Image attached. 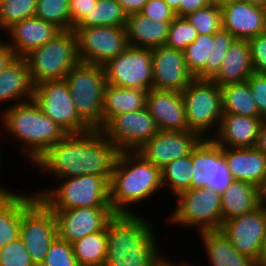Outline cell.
Here are the masks:
<instances>
[{"instance_id": "obj_13", "label": "cell", "mask_w": 266, "mask_h": 266, "mask_svg": "<svg viewBox=\"0 0 266 266\" xmlns=\"http://www.w3.org/2000/svg\"><path fill=\"white\" fill-rule=\"evenodd\" d=\"M103 67L107 84L145 91L153 89L151 49L128 46Z\"/></svg>"}, {"instance_id": "obj_17", "label": "cell", "mask_w": 266, "mask_h": 266, "mask_svg": "<svg viewBox=\"0 0 266 266\" xmlns=\"http://www.w3.org/2000/svg\"><path fill=\"white\" fill-rule=\"evenodd\" d=\"M220 230L239 253L256 262L266 234V207L261 204L252 212L227 220Z\"/></svg>"}, {"instance_id": "obj_57", "label": "cell", "mask_w": 266, "mask_h": 266, "mask_svg": "<svg viewBox=\"0 0 266 266\" xmlns=\"http://www.w3.org/2000/svg\"><path fill=\"white\" fill-rule=\"evenodd\" d=\"M250 3H253L254 5L265 7L266 6V0H246Z\"/></svg>"}, {"instance_id": "obj_29", "label": "cell", "mask_w": 266, "mask_h": 266, "mask_svg": "<svg viewBox=\"0 0 266 266\" xmlns=\"http://www.w3.org/2000/svg\"><path fill=\"white\" fill-rule=\"evenodd\" d=\"M38 196L16 194L10 190L7 194L0 196V249L20 238V226L22 212Z\"/></svg>"}, {"instance_id": "obj_52", "label": "cell", "mask_w": 266, "mask_h": 266, "mask_svg": "<svg viewBox=\"0 0 266 266\" xmlns=\"http://www.w3.org/2000/svg\"><path fill=\"white\" fill-rule=\"evenodd\" d=\"M167 5L175 11L176 16L179 17V3L181 0H164Z\"/></svg>"}, {"instance_id": "obj_14", "label": "cell", "mask_w": 266, "mask_h": 266, "mask_svg": "<svg viewBox=\"0 0 266 266\" xmlns=\"http://www.w3.org/2000/svg\"><path fill=\"white\" fill-rule=\"evenodd\" d=\"M191 189L207 188L222 194L234 181L225 162L222 146L202 138L192 149Z\"/></svg>"}, {"instance_id": "obj_6", "label": "cell", "mask_w": 266, "mask_h": 266, "mask_svg": "<svg viewBox=\"0 0 266 266\" xmlns=\"http://www.w3.org/2000/svg\"><path fill=\"white\" fill-rule=\"evenodd\" d=\"M65 81L79 117L92 130H101L104 88L107 84L104 67L79 62L67 74Z\"/></svg>"}, {"instance_id": "obj_20", "label": "cell", "mask_w": 266, "mask_h": 266, "mask_svg": "<svg viewBox=\"0 0 266 266\" xmlns=\"http://www.w3.org/2000/svg\"><path fill=\"white\" fill-rule=\"evenodd\" d=\"M200 139L191 131L159 130L137 153L161 170L172 161L189 155Z\"/></svg>"}, {"instance_id": "obj_39", "label": "cell", "mask_w": 266, "mask_h": 266, "mask_svg": "<svg viewBox=\"0 0 266 266\" xmlns=\"http://www.w3.org/2000/svg\"><path fill=\"white\" fill-rule=\"evenodd\" d=\"M198 34H214L222 29L221 8L215 4L198 9L185 17Z\"/></svg>"}, {"instance_id": "obj_18", "label": "cell", "mask_w": 266, "mask_h": 266, "mask_svg": "<svg viewBox=\"0 0 266 266\" xmlns=\"http://www.w3.org/2000/svg\"><path fill=\"white\" fill-rule=\"evenodd\" d=\"M58 238L73 243L82 237L103 230L116 215L111 207H77L52 210Z\"/></svg>"}, {"instance_id": "obj_12", "label": "cell", "mask_w": 266, "mask_h": 266, "mask_svg": "<svg viewBox=\"0 0 266 266\" xmlns=\"http://www.w3.org/2000/svg\"><path fill=\"white\" fill-rule=\"evenodd\" d=\"M80 62L104 66L128 46L125 26L75 27Z\"/></svg>"}, {"instance_id": "obj_11", "label": "cell", "mask_w": 266, "mask_h": 266, "mask_svg": "<svg viewBox=\"0 0 266 266\" xmlns=\"http://www.w3.org/2000/svg\"><path fill=\"white\" fill-rule=\"evenodd\" d=\"M58 237L54 212L37 197L21 215L20 239L35 266H40Z\"/></svg>"}, {"instance_id": "obj_49", "label": "cell", "mask_w": 266, "mask_h": 266, "mask_svg": "<svg viewBox=\"0 0 266 266\" xmlns=\"http://www.w3.org/2000/svg\"><path fill=\"white\" fill-rule=\"evenodd\" d=\"M128 15L140 13L148 0H116Z\"/></svg>"}, {"instance_id": "obj_28", "label": "cell", "mask_w": 266, "mask_h": 266, "mask_svg": "<svg viewBox=\"0 0 266 266\" xmlns=\"http://www.w3.org/2000/svg\"><path fill=\"white\" fill-rule=\"evenodd\" d=\"M254 73L248 40L236 39L227 51L217 74L211 79L219 86L244 82Z\"/></svg>"}, {"instance_id": "obj_23", "label": "cell", "mask_w": 266, "mask_h": 266, "mask_svg": "<svg viewBox=\"0 0 266 266\" xmlns=\"http://www.w3.org/2000/svg\"><path fill=\"white\" fill-rule=\"evenodd\" d=\"M61 31L55 24L31 17L15 23L6 31L11 39L7 43L16 57H23L30 50L51 41Z\"/></svg>"}, {"instance_id": "obj_3", "label": "cell", "mask_w": 266, "mask_h": 266, "mask_svg": "<svg viewBox=\"0 0 266 266\" xmlns=\"http://www.w3.org/2000/svg\"><path fill=\"white\" fill-rule=\"evenodd\" d=\"M109 187L112 211L135 214L137 211L129 209L130 205L147 200L163 188L161 170L137 152H120Z\"/></svg>"}, {"instance_id": "obj_48", "label": "cell", "mask_w": 266, "mask_h": 266, "mask_svg": "<svg viewBox=\"0 0 266 266\" xmlns=\"http://www.w3.org/2000/svg\"><path fill=\"white\" fill-rule=\"evenodd\" d=\"M1 40L2 39H0V73L16 58L6 40L4 41L5 43H3V41L1 42Z\"/></svg>"}, {"instance_id": "obj_35", "label": "cell", "mask_w": 266, "mask_h": 266, "mask_svg": "<svg viewBox=\"0 0 266 266\" xmlns=\"http://www.w3.org/2000/svg\"><path fill=\"white\" fill-rule=\"evenodd\" d=\"M193 164H192V151L189 155L172 161L161 169V181L163 189L168 187L173 196L191 189Z\"/></svg>"}, {"instance_id": "obj_7", "label": "cell", "mask_w": 266, "mask_h": 266, "mask_svg": "<svg viewBox=\"0 0 266 266\" xmlns=\"http://www.w3.org/2000/svg\"><path fill=\"white\" fill-rule=\"evenodd\" d=\"M59 187L41 189L35 194L51 209L111 207L109 181L102 176L82 175L57 179Z\"/></svg>"}, {"instance_id": "obj_56", "label": "cell", "mask_w": 266, "mask_h": 266, "mask_svg": "<svg viewBox=\"0 0 266 266\" xmlns=\"http://www.w3.org/2000/svg\"><path fill=\"white\" fill-rule=\"evenodd\" d=\"M0 151H2V149ZM1 157L2 156H1V153H0V169H1V164H2V161H3L1 159ZM9 191L10 190H8V188L7 189H6V187L4 188V186H2L1 183H0V196L7 194Z\"/></svg>"}, {"instance_id": "obj_44", "label": "cell", "mask_w": 266, "mask_h": 266, "mask_svg": "<svg viewBox=\"0 0 266 266\" xmlns=\"http://www.w3.org/2000/svg\"><path fill=\"white\" fill-rule=\"evenodd\" d=\"M259 114L266 119V74L252 73L247 79Z\"/></svg>"}, {"instance_id": "obj_47", "label": "cell", "mask_w": 266, "mask_h": 266, "mask_svg": "<svg viewBox=\"0 0 266 266\" xmlns=\"http://www.w3.org/2000/svg\"><path fill=\"white\" fill-rule=\"evenodd\" d=\"M211 0H181L179 3V17H186L198 9L209 6Z\"/></svg>"}, {"instance_id": "obj_1", "label": "cell", "mask_w": 266, "mask_h": 266, "mask_svg": "<svg viewBox=\"0 0 266 266\" xmlns=\"http://www.w3.org/2000/svg\"><path fill=\"white\" fill-rule=\"evenodd\" d=\"M120 151L101 130L67 134L33 164L56 179L96 175L109 182Z\"/></svg>"}, {"instance_id": "obj_31", "label": "cell", "mask_w": 266, "mask_h": 266, "mask_svg": "<svg viewBox=\"0 0 266 266\" xmlns=\"http://www.w3.org/2000/svg\"><path fill=\"white\" fill-rule=\"evenodd\" d=\"M210 266H256L249 256L239 253L231 244L229 238L218 230L198 233Z\"/></svg>"}, {"instance_id": "obj_51", "label": "cell", "mask_w": 266, "mask_h": 266, "mask_svg": "<svg viewBox=\"0 0 266 266\" xmlns=\"http://www.w3.org/2000/svg\"><path fill=\"white\" fill-rule=\"evenodd\" d=\"M256 266H266V234L263 238L260 255L256 260Z\"/></svg>"}, {"instance_id": "obj_25", "label": "cell", "mask_w": 266, "mask_h": 266, "mask_svg": "<svg viewBox=\"0 0 266 266\" xmlns=\"http://www.w3.org/2000/svg\"><path fill=\"white\" fill-rule=\"evenodd\" d=\"M227 167L234 180L245 181L261 188L266 179V155L256 147H222Z\"/></svg>"}, {"instance_id": "obj_2", "label": "cell", "mask_w": 266, "mask_h": 266, "mask_svg": "<svg viewBox=\"0 0 266 266\" xmlns=\"http://www.w3.org/2000/svg\"><path fill=\"white\" fill-rule=\"evenodd\" d=\"M153 226L138 213L116 214L107 223L104 266H160L168 258L158 249Z\"/></svg>"}, {"instance_id": "obj_34", "label": "cell", "mask_w": 266, "mask_h": 266, "mask_svg": "<svg viewBox=\"0 0 266 266\" xmlns=\"http://www.w3.org/2000/svg\"><path fill=\"white\" fill-rule=\"evenodd\" d=\"M79 266H104L107 257V226L72 243Z\"/></svg>"}, {"instance_id": "obj_10", "label": "cell", "mask_w": 266, "mask_h": 266, "mask_svg": "<svg viewBox=\"0 0 266 266\" xmlns=\"http://www.w3.org/2000/svg\"><path fill=\"white\" fill-rule=\"evenodd\" d=\"M32 99L40 110L67 134H79L92 130L77 114L65 79L37 84Z\"/></svg>"}, {"instance_id": "obj_55", "label": "cell", "mask_w": 266, "mask_h": 266, "mask_svg": "<svg viewBox=\"0 0 266 266\" xmlns=\"http://www.w3.org/2000/svg\"><path fill=\"white\" fill-rule=\"evenodd\" d=\"M160 266H192L190 265L188 262L186 263H173L170 259H167L166 261H164Z\"/></svg>"}, {"instance_id": "obj_45", "label": "cell", "mask_w": 266, "mask_h": 266, "mask_svg": "<svg viewBox=\"0 0 266 266\" xmlns=\"http://www.w3.org/2000/svg\"><path fill=\"white\" fill-rule=\"evenodd\" d=\"M140 13L156 22L173 21L176 17L175 11L164 0H148Z\"/></svg>"}, {"instance_id": "obj_19", "label": "cell", "mask_w": 266, "mask_h": 266, "mask_svg": "<svg viewBox=\"0 0 266 266\" xmlns=\"http://www.w3.org/2000/svg\"><path fill=\"white\" fill-rule=\"evenodd\" d=\"M153 89L182 92L194 79L184 58V51L167 47L151 49Z\"/></svg>"}, {"instance_id": "obj_8", "label": "cell", "mask_w": 266, "mask_h": 266, "mask_svg": "<svg viewBox=\"0 0 266 266\" xmlns=\"http://www.w3.org/2000/svg\"><path fill=\"white\" fill-rule=\"evenodd\" d=\"M181 94L188 131L202 139L211 138L210 130L216 128V135L223 115L221 86L209 79L194 78Z\"/></svg>"}, {"instance_id": "obj_22", "label": "cell", "mask_w": 266, "mask_h": 266, "mask_svg": "<svg viewBox=\"0 0 266 266\" xmlns=\"http://www.w3.org/2000/svg\"><path fill=\"white\" fill-rule=\"evenodd\" d=\"M146 108L161 131H188L181 92L150 89Z\"/></svg>"}, {"instance_id": "obj_5", "label": "cell", "mask_w": 266, "mask_h": 266, "mask_svg": "<svg viewBox=\"0 0 266 266\" xmlns=\"http://www.w3.org/2000/svg\"><path fill=\"white\" fill-rule=\"evenodd\" d=\"M34 86L44 81L63 80L79 62L74 30H62L43 46L23 56Z\"/></svg>"}, {"instance_id": "obj_27", "label": "cell", "mask_w": 266, "mask_h": 266, "mask_svg": "<svg viewBox=\"0 0 266 266\" xmlns=\"http://www.w3.org/2000/svg\"><path fill=\"white\" fill-rule=\"evenodd\" d=\"M172 21H152L141 13L127 16L126 33L131 47L148 48L165 45Z\"/></svg>"}, {"instance_id": "obj_43", "label": "cell", "mask_w": 266, "mask_h": 266, "mask_svg": "<svg viewBox=\"0 0 266 266\" xmlns=\"http://www.w3.org/2000/svg\"><path fill=\"white\" fill-rule=\"evenodd\" d=\"M254 72L266 74V32L248 39Z\"/></svg>"}, {"instance_id": "obj_37", "label": "cell", "mask_w": 266, "mask_h": 266, "mask_svg": "<svg viewBox=\"0 0 266 266\" xmlns=\"http://www.w3.org/2000/svg\"><path fill=\"white\" fill-rule=\"evenodd\" d=\"M36 3L37 0H0V31L6 33L15 23L35 17Z\"/></svg>"}, {"instance_id": "obj_53", "label": "cell", "mask_w": 266, "mask_h": 266, "mask_svg": "<svg viewBox=\"0 0 266 266\" xmlns=\"http://www.w3.org/2000/svg\"><path fill=\"white\" fill-rule=\"evenodd\" d=\"M260 197H261V204L266 207V179L260 188Z\"/></svg>"}, {"instance_id": "obj_9", "label": "cell", "mask_w": 266, "mask_h": 266, "mask_svg": "<svg viewBox=\"0 0 266 266\" xmlns=\"http://www.w3.org/2000/svg\"><path fill=\"white\" fill-rule=\"evenodd\" d=\"M176 207L167 221L203 232L222 227L221 194L207 189H188L176 195Z\"/></svg>"}, {"instance_id": "obj_42", "label": "cell", "mask_w": 266, "mask_h": 266, "mask_svg": "<svg viewBox=\"0 0 266 266\" xmlns=\"http://www.w3.org/2000/svg\"><path fill=\"white\" fill-rule=\"evenodd\" d=\"M0 266H35L24 242L19 238L0 249Z\"/></svg>"}, {"instance_id": "obj_30", "label": "cell", "mask_w": 266, "mask_h": 266, "mask_svg": "<svg viewBox=\"0 0 266 266\" xmlns=\"http://www.w3.org/2000/svg\"><path fill=\"white\" fill-rule=\"evenodd\" d=\"M261 205L260 188L234 180L221 194L223 222L252 212Z\"/></svg>"}, {"instance_id": "obj_38", "label": "cell", "mask_w": 266, "mask_h": 266, "mask_svg": "<svg viewBox=\"0 0 266 266\" xmlns=\"http://www.w3.org/2000/svg\"><path fill=\"white\" fill-rule=\"evenodd\" d=\"M35 17L61 30H71L69 0H37Z\"/></svg>"}, {"instance_id": "obj_4", "label": "cell", "mask_w": 266, "mask_h": 266, "mask_svg": "<svg viewBox=\"0 0 266 266\" xmlns=\"http://www.w3.org/2000/svg\"><path fill=\"white\" fill-rule=\"evenodd\" d=\"M0 116L4 132L22 143L21 152L33 164L50 146L67 135L63 128L40 110L33 99L13 106L10 104Z\"/></svg>"}, {"instance_id": "obj_16", "label": "cell", "mask_w": 266, "mask_h": 266, "mask_svg": "<svg viewBox=\"0 0 266 266\" xmlns=\"http://www.w3.org/2000/svg\"><path fill=\"white\" fill-rule=\"evenodd\" d=\"M158 131L156 122L146 107L114 116L101 129L120 152H137Z\"/></svg>"}, {"instance_id": "obj_41", "label": "cell", "mask_w": 266, "mask_h": 266, "mask_svg": "<svg viewBox=\"0 0 266 266\" xmlns=\"http://www.w3.org/2000/svg\"><path fill=\"white\" fill-rule=\"evenodd\" d=\"M40 266H79L72 244L58 237L51 244L44 262Z\"/></svg>"}, {"instance_id": "obj_33", "label": "cell", "mask_w": 266, "mask_h": 266, "mask_svg": "<svg viewBox=\"0 0 266 266\" xmlns=\"http://www.w3.org/2000/svg\"><path fill=\"white\" fill-rule=\"evenodd\" d=\"M223 113L262 118L248 81L221 86Z\"/></svg>"}, {"instance_id": "obj_26", "label": "cell", "mask_w": 266, "mask_h": 266, "mask_svg": "<svg viewBox=\"0 0 266 266\" xmlns=\"http://www.w3.org/2000/svg\"><path fill=\"white\" fill-rule=\"evenodd\" d=\"M34 89L28 65L23 57H16L0 73V103L13 101V106L32 100Z\"/></svg>"}, {"instance_id": "obj_50", "label": "cell", "mask_w": 266, "mask_h": 266, "mask_svg": "<svg viewBox=\"0 0 266 266\" xmlns=\"http://www.w3.org/2000/svg\"><path fill=\"white\" fill-rule=\"evenodd\" d=\"M255 147L264 155H266V119H264L261 124Z\"/></svg>"}, {"instance_id": "obj_40", "label": "cell", "mask_w": 266, "mask_h": 266, "mask_svg": "<svg viewBox=\"0 0 266 266\" xmlns=\"http://www.w3.org/2000/svg\"><path fill=\"white\" fill-rule=\"evenodd\" d=\"M197 36L196 28L185 17L176 16L170 23L165 46L184 50Z\"/></svg>"}, {"instance_id": "obj_15", "label": "cell", "mask_w": 266, "mask_h": 266, "mask_svg": "<svg viewBox=\"0 0 266 266\" xmlns=\"http://www.w3.org/2000/svg\"><path fill=\"white\" fill-rule=\"evenodd\" d=\"M235 40L223 28L214 34H198L195 41L183 50L189 72L194 78L211 80Z\"/></svg>"}, {"instance_id": "obj_54", "label": "cell", "mask_w": 266, "mask_h": 266, "mask_svg": "<svg viewBox=\"0 0 266 266\" xmlns=\"http://www.w3.org/2000/svg\"><path fill=\"white\" fill-rule=\"evenodd\" d=\"M236 1H240V0H211V3L217 5L221 8L227 4H230V3H233Z\"/></svg>"}, {"instance_id": "obj_46", "label": "cell", "mask_w": 266, "mask_h": 266, "mask_svg": "<svg viewBox=\"0 0 266 266\" xmlns=\"http://www.w3.org/2000/svg\"><path fill=\"white\" fill-rule=\"evenodd\" d=\"M98 0H69L71 30L95 8Z\"/></svg>"}, {"instance_id": "obj_21", "label": "cell", "mask_w": 266, "mask_h": 266, "mask_svg": "<svg viewBox=\"0 0 266 266\" xmlns=\"http://www.w3.org/2000/svg\"><path fill=\"white\" fill-rule=\"evenodd\" d=\"M222 28L239 40H248L266 32L265 8L246 0L221 7Z\"/></svg>"}, {"instance_id": "obj_24", "label": "cell", "mask_w": 266, "mask_h": 266, "mask_svg": "<svg viewBox=\"0 0 266 266\" xmlns=\"http://www.w3.org/2000/svg\"><path fill=\"white\" fill-rule=\"evenodd\" d=\"M263 120V118L223 113L217 134L211 138L222 147H255Z\"/></svg>"}, {"instance_id": "obj_36", "label": "cell", "mask_w": 266, "mask_h": 266, "mask_svg": "<svg viewBox=\"0 0 266 266\" xmlns=\"http://www.w3.org/2000/svg\"><path fill=\"white\" fill-rule=\"evenodd\" d=\"M127 14L116 0H98L95 8L76 27L126 26Z\"/></svg>"}, {"instance_id": "obj_32", "label": "cell", "mask_w": 266, "mask_h": 266, "mask_svg": "<svg viewBox=\"0 0 266 266\" xmlns=\"http://www.w3.org/2000/svg\"><path fill=\"white\" fill-rule=\"evenodd\" d=\"M147 93L143 89L106 84L103 96V127L114 116L145 108Z\"/></svg>"}]
</instances>
